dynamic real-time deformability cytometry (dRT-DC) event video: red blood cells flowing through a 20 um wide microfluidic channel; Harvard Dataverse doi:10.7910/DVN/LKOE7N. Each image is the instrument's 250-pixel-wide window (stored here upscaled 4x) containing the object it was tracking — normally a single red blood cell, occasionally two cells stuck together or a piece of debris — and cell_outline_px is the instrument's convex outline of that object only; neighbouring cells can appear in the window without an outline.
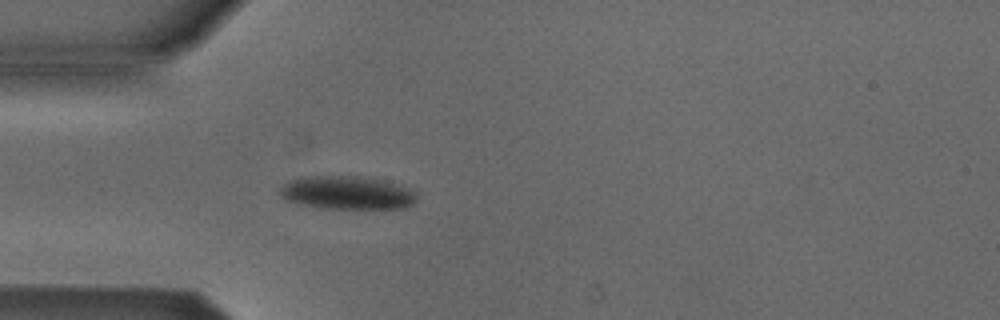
{"species": "Egyptian fruit bat (a non-hibernating species)", "species_latin": "Rousettus aegyptiacus", "temperature_condition": "cold", "stored_images_in_passage": 3, "camera_frame_rate_fps": 3000, "um_per_image_px": 0.085, "animal": {"sex": "male"}, "frame": {"image": 1, "passage_image": 3, "time_ms": 3.333, "image_size_px": [1000, 320], "cell_outline_px": [[416, 200], [412, 204], [404, 208], [316, 208], [296, 204], [280, 196], [280, 188], [288, 180], [300, 176], [360, 176], [384, 180], [404, 188], [412, 192], [416, 196]], "centroid_in_image_um": [29.4, 16.38], "position_along_channel_um": 55.6, "area_um2": 26.47}}